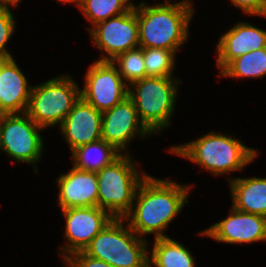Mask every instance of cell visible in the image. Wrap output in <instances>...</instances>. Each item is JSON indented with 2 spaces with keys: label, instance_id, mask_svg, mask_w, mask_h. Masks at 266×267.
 Listing matches in <instances>:
<instances>
[{
  "label": "cell",
  "instance_id": "cell-1",
  "mask_svg": "<svg viewBox=\"0 0 266 267\" xmlns=\"http://www.w3.org/2000/svg\"><path fill=\"white\" fill-rule=\"evenodd\" d=\"M193 183L183 184L167 178L147 176L140 182L130 212L123 218L141 238L154 235V239L168 237L165 234L184 205L189 204Z\"/></svg>",
  "mask_w": 266,
  "mask_h": 267
},
{
  "label": "cell",
  "instance_id": "cell-2",
  "mask_svg": "<svg viewBox=\"0 0 266 267\" xmlns=\"http://www.w3.org/2000/svg\"><path fill=\"white\" fill-rule=\"evenodd\" d=\"M135 4L139 47L172 50L176 55L188 42L190 22L195 16L193 0H165Z\"/></svg>",
  "mask_w": 266,
  "mask_h": 267
},
{
  "label": "cell",
  "instance_id": "cell-3",
  "mask_svg": "<svg viewBox=\"0 0 266 267\" xmlns=\"http://www.w3.org/2000/svg\"><path fill=\"white\" fill-rule=\"evenodd\" d=\"M233 136L211 130L197 139L169 146L167 150L174 156L197 164L201 172L205 170L216 177L227 176L244 171L259 155L258 150Z\"/></svg>",
  "mask_w": 266,
  "mask_h": 267
},
{
  "label": "cell",
  "instance_id": "cell-4",
  "mask_svg": "<svg viewBox=\"0 0 266 267\" xmlns=\"http://www.w3.org/2000/svg\"><path fill=\"white\" fill-rule=\"evenodd\" d=\"M180 83L183 81L178 77H146L129 85L128 96L154 137L172 125Z\"/></svg>",
  "mask_w": 266,
  "mask_h": 267
},
{
  "label": "cell",
  "instance_id": "cell-5",
  "mask_svg": "<svg viewBox=\"0 0 266 267\" xmlns=\"http://www.w3.org/2000/svg\"><path fill=\"white\" fill-rule=\"evenodd\" d=\"M136 162L132 155L121 154L111 164L96 172L97 206L115 219H123L130 212L136 190L147 176Z\"/></svg>",
  "mask_w": 266,
  "mask_h": 267
},
{
  "label": "cell",
  "instance_id": "cell-6",
  "mask_svg": "<svg viewBox=\"0 0 266 267\" xmlns=\"http://www.w3.org/2000/svg\"><path fill=\"white\" fill-rule=\"evenodd\" d=\"M148 244L124 219L114 218L83 252L113 267H149Z\"/></svg>",
  "mask_w": 266,
  "mask_h": 267
},
{
  "label": "cell",
  "instance_id": "cell-7",
  "mask_svg": "<svg viewBox=\"0 0 266 267\" xmlns=\"http://www.w3.org/2000/svg\"><path fill=\"white\" fill-rule=\"evenodd\" d=\"M65 73L33 85L27 109L29 117L41 128H58L80 99V84Z\"/></svg>",
  "mask_w": 266,
  "mask_h": 267
},
{
  "label": "cell",
  "instance_id": "cell-8",
  "mask_svg": "<svg viewBox=\"0 0 266 267\" xmlns=\"http://www.w3.org/2000/svg\"><path fill=\"white\" fill-rule=\"evenodd\" d=\"M39 127L25 113L4 114L0 130V154L4 152L7 158L17 164H28L33 167L34 173L39 174L37 164L44 153V139Z\"/></svg>",
  "mask_w": 266,
  "mask_h": 267
},
{
  "label": "cell",
  "instance_id": "cell-9",
  "mask_svg": "<svg viewBox=\"0 0 266 267\" xmlns=\"http://www.w3.org/2000/svg\"><path fill=\"white\" fill-rule=\"evenodd\" d=\"M88 67L80 95L96 110L103 113L128 97L129 85L111 61L95 60Z\"/></svg>",
  "mask_w": 266,
  "mask_h": 267
},
{
  "label": "cell",
  "instance_id": "cell-10",
  "mask_svg": "<svg viewBox=\"0 0 266 267\" xmlns=\"http://www.w3.org/2000/svg\"><path fill=\"white\" fill-rule=\"evenodd\" d=\"M101 55L97 61H113L118 55L139 47V30L134 6L124 14L97 23L89 31Z\"/></svg>",
  "mask_w": 266,
  "mask_h": 267
},
{
  "label": "cell",
  "instance_id": "cell-11",
  "mask_svg": "<svg viewBox=\"0 0 266 267\" xmlns=\"http://www.w3.org/2000/svg\"><path fill=\"white\" fill-rule=\"evenodd\" d=\"M60 211L66 222L63 228L65 243L58 246L63 262L73 253L83 251L114 219L106 210L98 206L66 208Z\"/></svg>",
  "mask_w": 266,
  "mask_h": 267
},
{
  "label": "cell",
  "instance_id": "cell-12",
  "mask_svg": "<svg viewBox=\"0 0 266 267\" xmlns=\"http://www.w3.org/2000/svg\"><path fill=\"white\" fill-rule=\"evenodd\" d=\"M151 136L153 134L140 120L129 96L102 113L101 139L113 145L122 154H129L130 141L134 138L145 140Z\"/></svg>",
  "mask_w": 266,
  "mask_h": 267
},
{
  "label": "cell",
  "instance_id": "cell-13",
  "mask_svg": "<svg viewBox=\"0 0 266 267\" xmlns=\"http://www.w3.org/2000/svg\"><path fill=\"white\" fill-rule=\"evenodd\" d=\"M197 234L229 245L265 242L266 217L244 213L231 206L226 218H222Z\"/></svg>",
  "mask_w": 266,
  "mask_h": 267
},
{
  "label": "cell",
  "instance_id": "cell-14",
  "mask_svg": "<svg viewBox=\"0 0 266 267\" xmlns=\"http://www.w3.org/2000/svg\"><path fill=\"white\" fill-rule=\"evenodd\" d=\"M101 124L102 112L80 97L58 129L71 153L81 146L101 140Z\"/></svg>",
  "mask_w": 266,
  "mask_h": 267
},
{
  "label": "cell",
  "instance_id": "cell-15",
  "mask_svg": "<svg viewBox=\"0 0 266 267\" xmlns=\"http://www.w3.org/2000/svg\"><path fill=\"white\" fill-rule=\"evenodd\" d=\"M216 68L219 72L233 59L266 47V30L246 21H237L219 36L216 44Z\"/></svg>",
  "mask_w": 266,
  "mask_h": 267
},
{
  "label": "cell",
  "instance_id": "cell-16",
  "mask_svg": "<svg viewBox=\"0 0 266 267\" xmlns=\"http://www.w3.org/2000/svg\"><path fill=\"white\" fill-rule=\"evenodd\" d=\"M58 188L57 203L60 209L95 207L98 199L96 172L70 168L55 180Z\"/></svg>",
  "mask_w": 266,
  "mask_h": 267
},
{
  "label": "cell",
  "instance_id": "cell-17",
  "mask_svg": "<svg viewBox=\"0 0 266 267\" xmlns=\"http://www.w3.org/2000/svg\"><path fill=\"white\" fill-rule=\"evenodd\" d=\"M29 83L14 57L8 58L0 68V112H27L33 87Z\"/></svg>",
  "mask_w": 266,
  "mask_h": 267
},
{
  "label": "cell",
  "instance_id": "cell-18",
  "mask_svg": "<svg viewBox=\"0 0 266 267\" xmlns=\"http://www.w3.org/2000/svg\"><path fill=\"white\" fill-rule=\"evenodd\" d=\"M232 206L266 217V177H228Z\"/></svg>",
  "mask_w": 266,
  "mask_h": 267
},
{
  "label": "cell",
  "instance_id": "cell-19",
  "mask_svg": "<svg viewBox=\"0 0 266 267\" xmlns=\"http://www.w3.org/2000/svg\"><path fill=\"white\" fill-rule=\"evenodd\" d=\"M148 250L149 267H196L194 255L182 243L169 237L153 240Z\"/></svg>",
  "mask_w": 266,
  "mask_h": 267
},
{
  "label": "cell",
  "instance_id": "cell-20",
  "mask_svg": "<svg viewBox=\"0 0 266 267\" xmlns=\"http://www.w3.org/2000/svg\"><path fill=\"white\" fill-rule=\"evenodd\" d=\"M122 153L104 140L86 144L71 152L72 165L83 171L98 172Z\"/></svg>",
  "mask_w": 266,
  "mask_h": 267
},
{
  "label": "cell",
  "instance_id": "cell-21",
  "mask_svg": "<svg viewBox=\"0 0 266 267\" xmlns=\"http://www.w3.org/2000/svg\"><path fill=\"white\" fill-rule=\"evenodd\" d=\"M217 75L222 79H263L266 76V47L233 59Z\"/></svg>",
  "mask_w": 266,
  "mask_h": 267
},
{
  "label": "cell",
  "instance_id": "cell-22",
  "mask_svg": "<svg viewBox=\"0 0 266 267\" xmlns=\"http://www.w3.org/2000/svg\"><path fill=\"white\" fill-rule=\"evenodd\" d=\"M132 0H81L79 11L91 27L97 23L108 20L128 12L133 6Z\"/></svg>",
  "mask_w": 266,
  "mask_h": 267
},
{
  "label": "cell",
  "instance_id": "cell-23",
  "mask_svg": "<svg viewBox=\"0 0 266 267\" xmlns=\"http://www.w3.org/2000/svg\"><path fill=\"white\" fill-rule=\"evenodd\" d=\"M146 77H175L177 55L172 50L143 48Z\"/></svg>",
  "mask_w": 266,
  "mask_h": 267
},
{
  "label": "cell",
  "instance_id": "cell-24",
  "mask_svg": "<svg viewBox=\"0 0 266 267\" xmlns=\"http://www.w3.org/2000/svg\"><path fill=\"white\" fill-rule=\"evenodd\" d=\"M111 62L118 68L119 74L128 85L134 81L146 78L142 47L126 51L118 55Z\"/></svg>",
  "mask_w": 266,
  "mask_h": 267
},
{
  "label": "cell",
  "instance_id": "cell-25",
  "mask_svg": "<svg viewBox=\"0 0 266 267\" xmlns=\"http://www.w3.org/2000/svg\"><path fill=\"white\" fill-rule=\"evenodd\" d=\"M12 10L13 8L0 7V53L5 54L8 58H12L13 55L6 47L17 30L16 16Z\"/></svg>",
  "mask_w": 266,
  "mask_h": 267
},
{
  "label": "cell",
  "instance_id": "cell-26",
  "mask_svg": "<svg viewBox=\"0 0 266 267\" xmlns=\"http://www.w3.org/2000/svg\"><path fill=\"white\" fill-rule=\"evenodd\" d=\"M63 263V267H113L103 260L86 255L83 251L73 253Z\"/></svg>",
  "mask_w": 266,
  "mask_h": 267
},
{
  "label": "cell",
  "instance_id": "cell-27",
  "mask_svg": "<svg viewBox=\"0 0 266 267\" xmlns=\"http://www.w3.org/2000/svg\"><path fill=\"white\" fill-rule=\"evenodd\" d=\"M231 5L239 8L247 16L266 18V0H229Z\"/></svg>",
  "mask_w": 266,
  "mask_h": 267
},
{
  "label": "cell",
  "instance_id": "cell-28",
  "mask_svg": "<svg viewBox=\"0 0 266 267\" xmlns=\"http://www.w3.org/2000/svg\"><path fill=\"white\" fill-rule=\"evenodd\" d=\"M22 0H0V7L16 8Z\"/></svg>",
  "mask_w": 266,
  "mask_h": 267
},
{
  "label": "cell",
  "instance_id": "cell-29",
  "mask_svg": "<svg viewBox=\"0 0 266 267\" xmlns=\"http://www.w3.org/2000/svg\"><path fill=\"white\" fill-rule=\"evenodd\" d=\"M57 2H60V3H62V4H75L77 7H78V9H79V7H80V4H81V0H56Z\"/></svg>",
  "mask_w": 266,
  "mask_h": 267
},
{
  "label": "cell",
  "instance_id": "cell-30",
  "mask_svg": "<svg viewBox=\"0 0 266 267\" xmlns=\"http://www.w3.org/2000/svg\"><path fill=\"white\" fill-rule=\"evenodd\" d=\"M7 59L8 57L5 54L0 53V68L6 62Z\"/></svg>",
  "mask_w": 266,
  "mask_h": 267
},
{
  "label": "cell",
  "instance_id": "cell-31",
  "mask_svg": "<svg viewBox=\"0 0 266 267\" xmlns=\"http://www.w3.org/2000/svg\"><path fill=\"white\" fill-rule=\"evenodd\" d=\"M3 116H4V113L0 112V130H1V122H2Z\"/></svg>",
  "mask_w": 266,
  "mask_h": 267
}]
</instances>
